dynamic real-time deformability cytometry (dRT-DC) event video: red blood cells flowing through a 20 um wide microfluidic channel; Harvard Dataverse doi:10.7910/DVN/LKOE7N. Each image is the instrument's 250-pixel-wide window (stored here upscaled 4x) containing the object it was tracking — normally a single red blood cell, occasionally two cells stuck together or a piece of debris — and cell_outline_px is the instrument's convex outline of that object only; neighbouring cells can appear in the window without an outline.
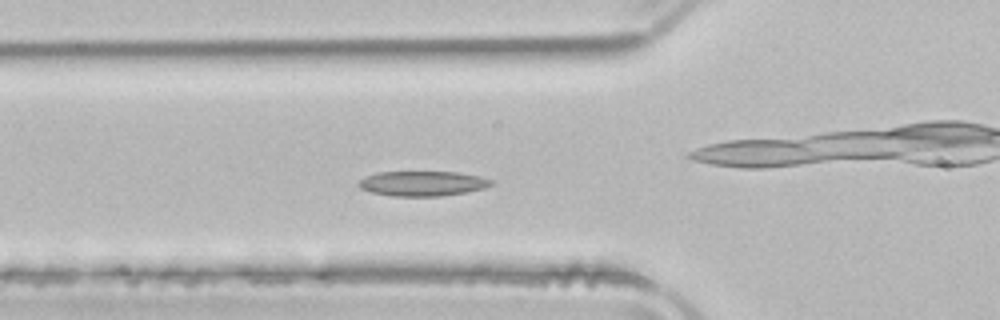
{"species": "common noctule bat (a hibernating species)", "species_latin": "Nyctalus noctula", "temperature_condition": "room temperature", "stored_images_in_passage": 50, "camera_frame_rate_fps": 3000, "um_per_image_px": 0.085, "animal": {"sex": "male", "body_mass_g": 21.5, "forearm_length_mm": 52.0}, "frame": {"image": 1, "passage_image": 15, "time_ms": 4.667, "image_size_px": [1000, 320], "cell_outline_px": [[496, 184], [484, 188], [464, 192], [440, 196], [392, 196], [372, 192], [360, 188], [356, 184], [364, 176], [376, 172], [456, 172], [480, 176], [496, 180]], "centroid_in_image_um": [35.94, 15.59], "position_along_channel_um": 89.9, "area_um2": 19.42}}